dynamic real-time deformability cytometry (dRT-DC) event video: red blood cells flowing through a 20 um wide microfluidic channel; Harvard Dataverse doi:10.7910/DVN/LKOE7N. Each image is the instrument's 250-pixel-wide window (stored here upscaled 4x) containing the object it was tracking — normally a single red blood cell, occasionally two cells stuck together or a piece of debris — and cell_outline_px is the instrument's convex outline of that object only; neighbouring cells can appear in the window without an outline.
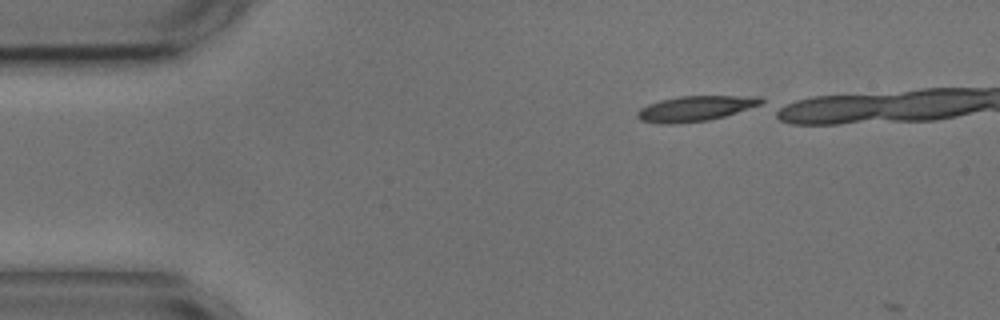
{"species": "common noctule bat (a hibernating species)", "species_latin": "Nyctalus noctula", "temperature_condition": "cold", "stored_images_in_passage": 2, "camera_frame_rate_fps": 3000, "um_per_image_px": 0.085, "animal": {"sex": "male", "body_mass_g": 17.9, "forearm_length_mm": 54.2}, "frame": {"image": 1, "passage_image": 1, "time_ms": 0.0, "image_size_px": [1000, 320], "cell_outline_px": [[764, 100], [760, 104], [724, 116], [708, 120], [676, 124], [660, 124], [640, 120], [636, 116], [636, 112], [640, 108], [648, 104], [660, 100], [680, 96], [760, 96]], "centroid_in_image_um": [59.04, 9.22], "position_along_channel_um": 26.0, "area_um2": 18.15}}